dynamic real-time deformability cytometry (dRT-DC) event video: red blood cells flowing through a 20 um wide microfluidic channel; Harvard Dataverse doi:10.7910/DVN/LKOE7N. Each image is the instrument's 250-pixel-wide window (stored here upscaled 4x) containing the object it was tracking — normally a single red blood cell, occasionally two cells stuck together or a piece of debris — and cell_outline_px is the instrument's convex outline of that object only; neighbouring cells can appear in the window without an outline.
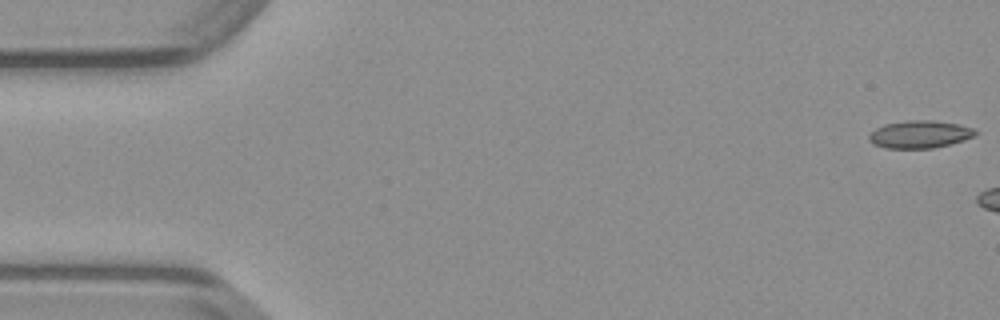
{"species": "common noctule bat (a hibernating species)", "species_latin": "Nyctalus noctula", "temperature_condition": "warm", "stored_images_in_passage": 7, "camera_frame_rate_fps": 3000, "um_per_image_px": 0.085, "animal": {"sex": "male", "body_mass_g": 23.1, "forearm_length_mm": 52.7}, "frame": {"image": 1, "passage_image": 1, "time_ms": 0.0, "image_size_px": [1000, 320], "cell_outline_px": [[980, 132], [964, 140], [932, 148], [884, 148], [872, 144], [868, 140], [868, 136], [876, 128], [884, 124], [904, 120], [932, 120], [960, 124], [972, 128]], "centroid_in_image_um": [78.15, 11.41], "position_along_channel_um": 6.9, "area_um2": 17.17}}